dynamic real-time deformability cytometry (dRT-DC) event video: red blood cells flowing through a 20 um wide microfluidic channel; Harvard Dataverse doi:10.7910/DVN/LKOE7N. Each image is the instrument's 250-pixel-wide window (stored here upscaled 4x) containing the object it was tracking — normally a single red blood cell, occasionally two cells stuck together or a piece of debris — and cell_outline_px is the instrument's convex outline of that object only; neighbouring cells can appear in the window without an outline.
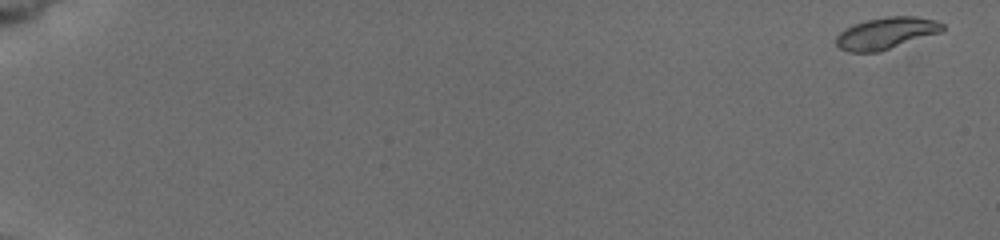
{"species": "common noctule bat (a hibernating species)", "species_latin": "Nyctalus noctula", "temperature_condition": "cold", "stored_images_in_passage": 10, "camera_frame_rate_fps": 3000, "um_per_image_px": 0.085, "animal": {"sex": "female", "body_mass_g": 19.5, "forearm_length_mm": 54.1}, "frame": {"image": 1, "passage_image": 1, "time_ms": 0.0, "image_size_px": [1000, 240], "cell_outline_px": [[944, 32], [876, 52], [848, 52], [840, 48], [836, 44], [836, 36], [844, 28], [868, 20], [888, 16], [916, 16], [932, 20], [944, 24]], "centroid_in_image_um": [75.34, 2.82], "position_along_channel_um": 9.7, "area_um2": 19.54}}
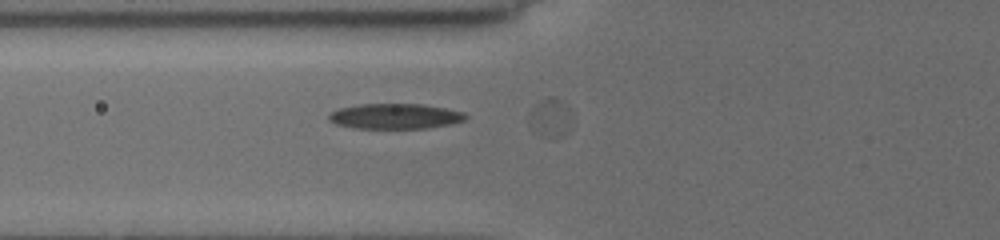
{"frame": {"image": 2, "passage_image": 7, "time_ms": 7.333, "image_size_px": [1000, 240], "cell_outline_px": [[468, 116], [464, 120], [452, 124], [424, 128], [352, 128], [336, 124], [328, 120], [328, 116], [332, 112], [340, 108], [360, 104], [424, 104], [464, 112]], "centroid_in_image_um": [33.59, 9.88], "position_along_channel_um": 92.2, "area_um2": 20.11}}
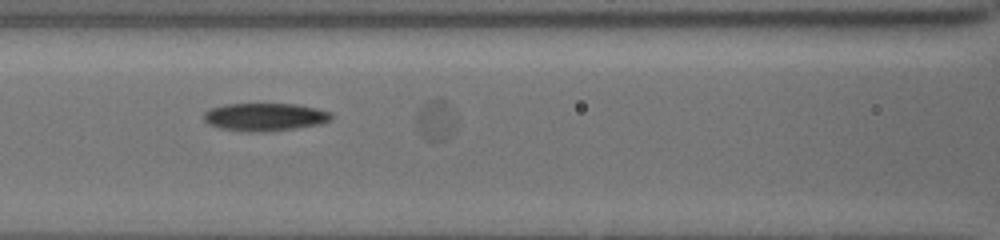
{"frame": {"image": 3, "passage_image": 9, "time_ms": 8.667, "image_size_px": [1000, 240], "cell_outline_px": [[332, 120], [320, 124], [264, 132], [248, 132], [220, 128], [208, 124], [204, 120], [204, 112], [212, 108], [228, 104], [296, 104], [316, 108], [332, 112]], "centroid_in_image_um": [22.53, 9.94], "position_along_channel_um": 144.1, "area_um2": 20.63}}